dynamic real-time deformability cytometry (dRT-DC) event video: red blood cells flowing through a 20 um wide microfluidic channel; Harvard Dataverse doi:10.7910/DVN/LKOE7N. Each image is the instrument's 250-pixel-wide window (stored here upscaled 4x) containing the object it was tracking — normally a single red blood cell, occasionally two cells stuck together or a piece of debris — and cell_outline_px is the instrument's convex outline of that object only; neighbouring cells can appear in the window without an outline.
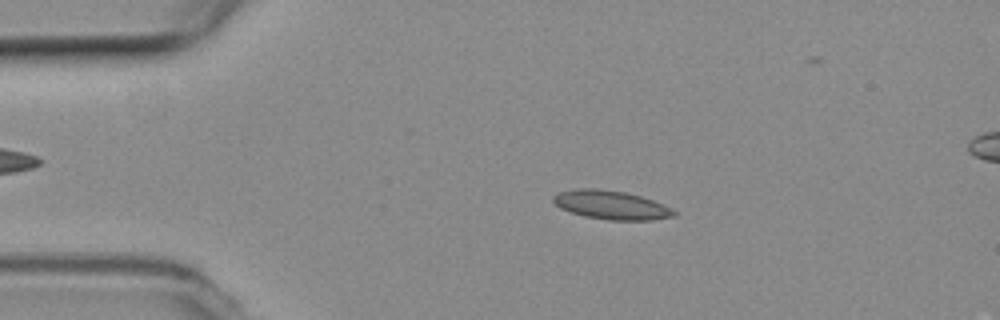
{"species": "common noctule bat (a hibernating species)", "species_latin": "Nyctalus noctula", "temperature_condition": "room temperature", "stored_images_in_passage": 54, "segment_of_instrument_passage": [1, 2], "camera_frame_rate_fps": 3000, "um_per_image_px": 0.085, "animal": {"sex": "female", "body_mass_g": 19.3, "forearm_length_mm": 54.1}, "frame": {"image": 1, "passage_image": 10, "time_ms": 3.0, "image_size_px": [1000, 320], "cell_outline_px": [[676, 216], [652, 220], [608, 220], [584, 216], [560, 208], [552, 200], [552, 196], [560, 192], [576, 188], [596, 188], [624, 192], [640, 196], [664, 204], [672, 208], [676, 212]], "centroid_in_image_um": [51.96, 17.42], "position_along_channel_um": 33.0, "area_um2": 20.23}}
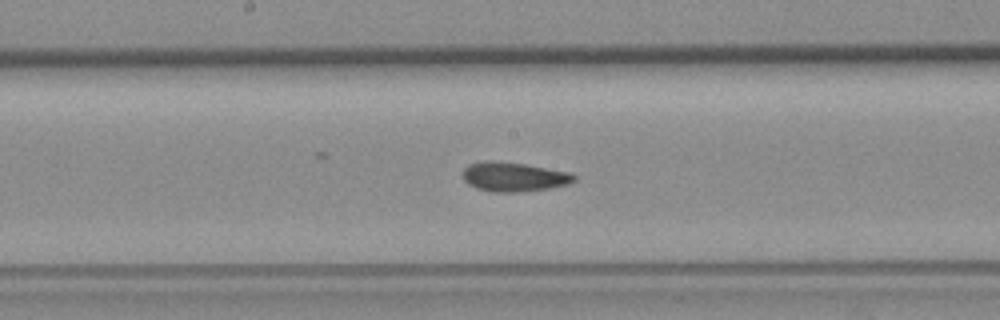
{"frame": {"image": 2, "passage_image": 27, "time_ms": 8.667, "image_size_px": [1000, 320], "cell_outline_px": [[576, 180], [568, 184], [548, 188], [520, 192], [492, 192], [476, 188], [468, 184], [464, 180], [464, 168], [468, 164], [492, 160], [524, 164], [572, 172], [576, 176]], "centroid_in_image_um": [43.69, 15.03], "position_along_channel_um": 204.5, "area_um2": 19.02}}
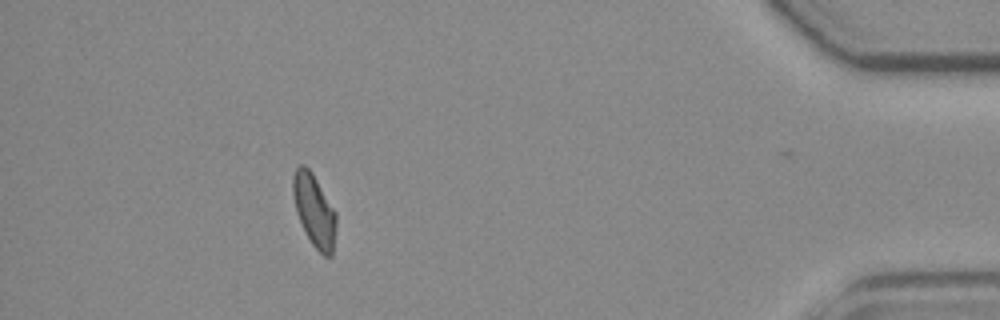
{"frame": {"image": 3, "passage_image": 48, "time_ms": 15.667, "image_size_px": [1000, 320], "cell_outline_px": [[336, 228], [332, 256], [324, 256], [312, 244], [296, 212], [292, 192], [292, 180], [296, 168], [300, 164], [304, 164], [312, 172], [336, 212]], "centroid_in_image_um": [26.71, 17.87], "position_along_channel_um": 408.5, "area_um2": 18.09}}